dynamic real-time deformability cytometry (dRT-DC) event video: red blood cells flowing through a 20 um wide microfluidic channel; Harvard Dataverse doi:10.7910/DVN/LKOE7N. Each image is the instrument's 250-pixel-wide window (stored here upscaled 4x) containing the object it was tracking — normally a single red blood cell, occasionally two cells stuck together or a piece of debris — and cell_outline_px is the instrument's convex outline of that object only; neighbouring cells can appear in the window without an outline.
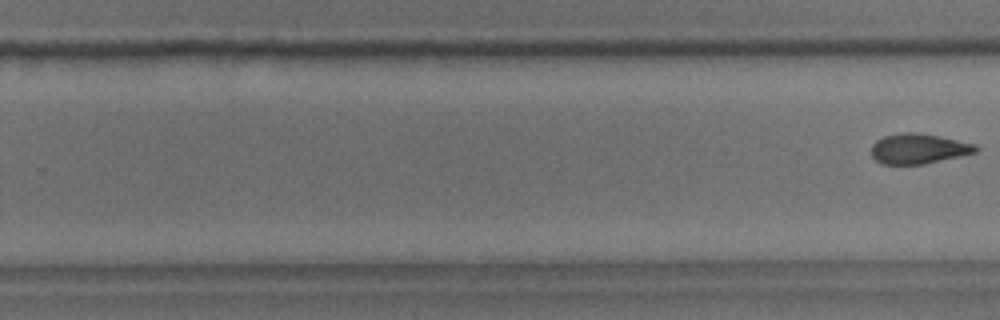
{"species": "common noctule bat (a hibernating species)", "species_latin": "Nyctalus noctula", "temperature_condition": "room temperature", "stored_images_in_passage": 8, "segment_of_instrument_passage": [2, 2], "camera_frame_rate_fps": 3000, "um_per_image_px": 0.085, "animal": {"sex": "male", "body_mass_g": 18.8}, "frame": {"image": 1, "passage_image": 8, "time_ms": 8.667, "image_size_px": [1000, 320], "cell_outline_px": [[980, 148], [976, 152], [960, 156], [924, 164], [880, 164], [872, 156], [872, 144], [876, 140], [884, 136], [900, 132], [920, 132], [940, 136], [976, 144]], "centroid_in_image_um": [78.08, 12.63], "position_along_channel_um": 251.7, "area_um2": 18.5}}